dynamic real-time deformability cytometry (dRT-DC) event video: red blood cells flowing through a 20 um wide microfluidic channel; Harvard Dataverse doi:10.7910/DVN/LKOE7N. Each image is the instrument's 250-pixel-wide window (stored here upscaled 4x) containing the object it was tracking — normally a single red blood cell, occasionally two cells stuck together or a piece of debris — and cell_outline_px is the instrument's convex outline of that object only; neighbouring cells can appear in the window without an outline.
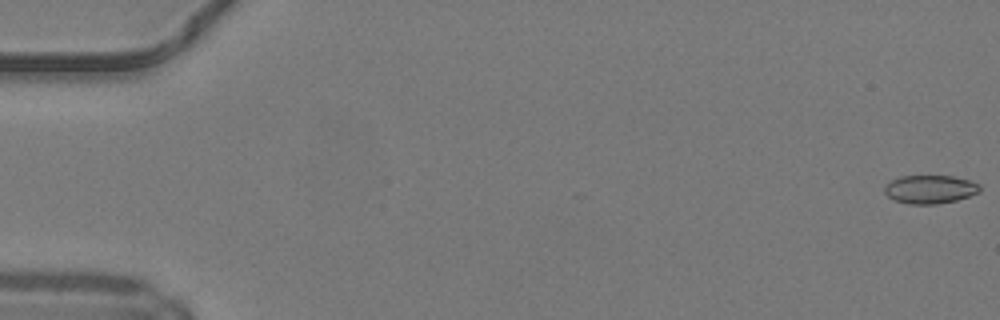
{"species": "common noctule bat (a hibernating species)", "species_latin": "Nyctalus noctula", "temperature_condition": "warm", "stored_images_in_passage": 50, "camera_frame_rate_fps": 3000, "um_per_image_px": 0.085, "animal": {"sex": "male", "body_mass_g": 19.2, "forearm_length_mm": 51.8}, "frame": {"image": 1, "passage_image": 1, "time_ms": 0.0, "image_size_px": [1000, 320], "cell_outline_px": [[980, 192], [956, 200], [936, 204], [908, 204], [896, 200], [888, 196], [884, 192], [884, 188], [892, 180], [900, 176], [952, 176], [968, 180], [980, 184]], "centroid_in_image_um": [79.06, 16.09], "position_along_channel_um": 5.9, "area_um2": 15.61}}
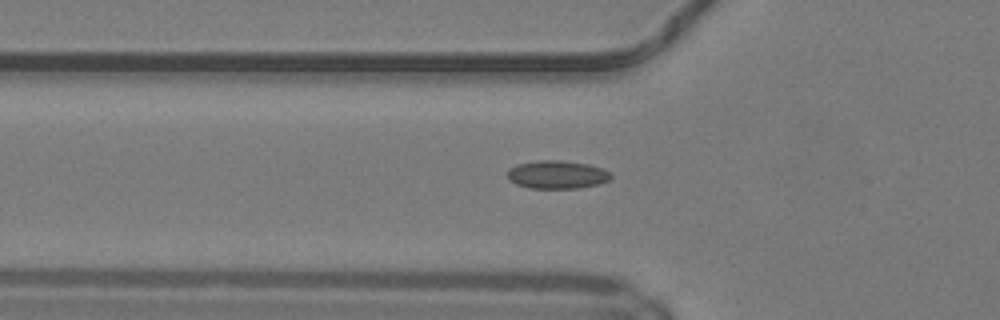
{"frame": {"image": 2, "passage_image": 18, "time_ms": 5.667, "image_size_px": [1000, 320], "cell_outline_px": [[612, 176], [608, 180], [600, 184], [576, 188], [528, 188], [516, 184], [508, 180], [508, 168], [516, 164], [536, 160], [560, 160], [588, 164], [600, 168], [608, 172]], "centroid_in_image_um": [47.29, 14.84], "position_along_channel_um": 78.5, "area_um2": 16.99}}
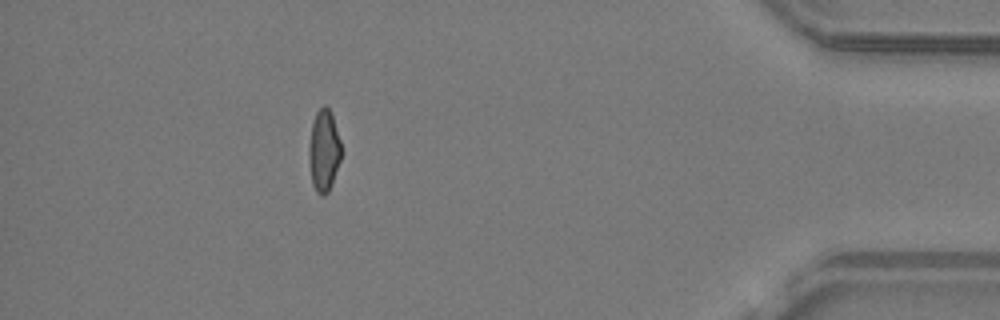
{"frame": {"image": 3, "passage_image": 45, "time_ms": 14.667, "image_size_px": [1000, 320], "cell_outline_px": [[340, 160], [332, 184], [328, 192], [324, 196], [320, 196], [316, 192], [312, 184], [308, 156], [308, 148], [312, 124], [316, 112], [324, 104], [332, 112], [340, 140]], "centroid_in_image_um": [27.51, 12.81], "position_along_channel_um": 407.7, "area_um2": 15.49}, "authors_computed_cell_mechanics": {"area_um2": 15.9528, "velocity_mm_per_s": 4.2286, "shape_relaxation_time_tau1_ms": null, "shape_relaxation_time_tau2_ms": 1.7468, "deformation_change_tau1": null, "deformation_change_tau2": 0.0725}}